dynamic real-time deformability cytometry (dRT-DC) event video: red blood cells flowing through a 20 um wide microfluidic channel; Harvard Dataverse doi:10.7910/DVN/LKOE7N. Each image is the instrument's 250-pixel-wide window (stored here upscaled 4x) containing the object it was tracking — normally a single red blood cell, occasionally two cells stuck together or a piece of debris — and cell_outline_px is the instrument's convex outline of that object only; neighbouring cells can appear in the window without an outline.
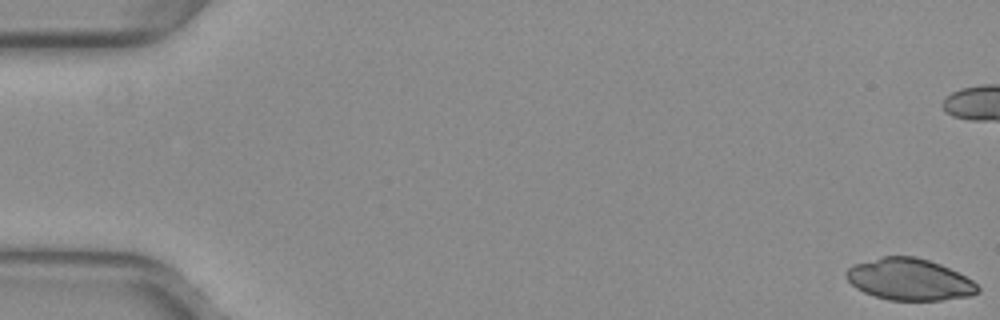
{"species": "common noctule bat (a hibernating species)", "species_latin": "Nyctalus noctula", "temperature_condition": "warm", "stored_images_in_passage": 54, "camera_frame_rate_fps": 3000, "um_per_image_px": 0.085, "animal": {"sex": "female", "body_mass_g": 29.2, "forearm_length_mm": 56.3}, "frame": {"image": 1, "passage_image": 1, "time_ms": 0.0, "image_size_px": [1000, 320], "cell_outline_px": [[980, 292], [972, 296], [940, 300], [888, 300], [864, 292], [856, 288], [844, 276], [844, 272], [852, 264], [884, 256], [916, 256], [940, 264], [972, 280], [980, 288]], "centroid_in_image_um": [77.28, 23.75], "position_along_channel_um": 7.7, "area_um2": 31.96}}